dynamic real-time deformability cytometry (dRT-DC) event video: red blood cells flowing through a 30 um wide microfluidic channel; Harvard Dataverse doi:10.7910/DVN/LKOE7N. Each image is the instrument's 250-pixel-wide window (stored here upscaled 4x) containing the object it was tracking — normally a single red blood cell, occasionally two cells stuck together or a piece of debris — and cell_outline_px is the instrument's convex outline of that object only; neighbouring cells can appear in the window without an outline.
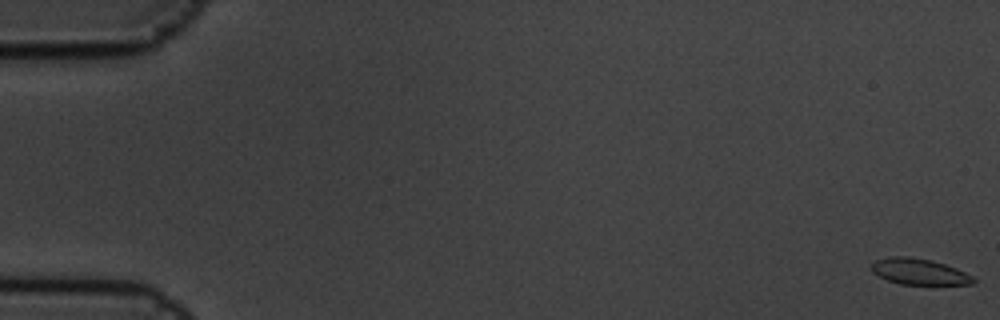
{"species": "common noctule bat (a hibernating species)", "species_latin": "Nyctalus noctula", "temperature_condition": "cold", "stored_images_in_passage": 2, "camera_frame_rate_fps": 3000, "um_per_image_px": 0.085, "animal": {"sex": "male", "body_mass_g": 19.5, "forearm_length_mm": 54.6}, "frame": {"image": 1, "passage_image": 2, "time_ms": 0.333, "image_size_px": [1000, 320], "cell_outline_px": [[976, 280], [972, 284], [900, 284], [888, 280], [872, 272], [872, 264], [876, 260], [888, 256], [908, 256], [932, 260], [956, 268], [972, 276]], "centroid_in_image_um": [78.11, 23.08], "position_along_channel_um": 6.9, "area_um2": 15.32}}